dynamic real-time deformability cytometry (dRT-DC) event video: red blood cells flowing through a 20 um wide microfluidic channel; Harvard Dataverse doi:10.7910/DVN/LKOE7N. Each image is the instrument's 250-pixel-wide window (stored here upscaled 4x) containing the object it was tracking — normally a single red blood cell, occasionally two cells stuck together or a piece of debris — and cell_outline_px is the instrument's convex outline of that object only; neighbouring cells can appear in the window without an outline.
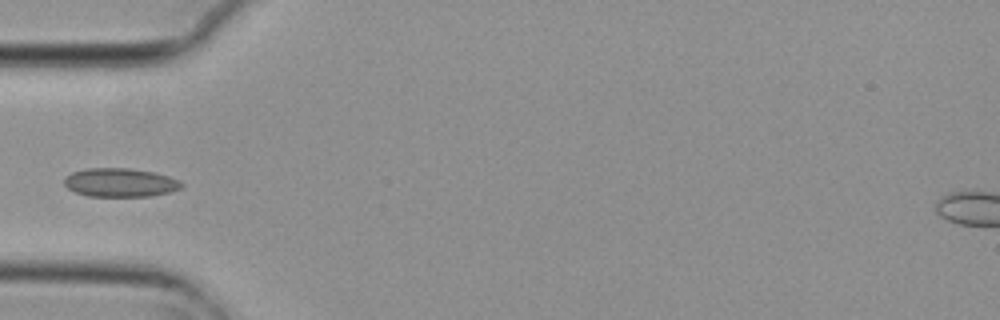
{"species": "common noctule bat (a hibernating species)", "species_latin": "Nyctalus noctula", "temperature_condition": "cold", "stored_images_in_passage": 6, "camera_frame_rate_fps": 3000, "um_per_image_px": 0.085, "animal": {"sex": "female", "body_mass_g": 29.2, "forearm_length_mm": 56.3}, "frame": {"image": 1, "passage_image": 5, "time_ms": 1.333, "image_size_px": [1000, 320], "cell_outline_px": [[184, 184], [180, 188], [168, 192], [152, 196], [88, 196], [76, 192], [68, 188], [64, 184], [64, 176], [72, 172], [88, 168], [128, 168], [152, 172], [168, 176]], "centroid_in_image_um": [10.17, 15.51], "position_along_channel_um": 74.8, "area_um2": 19.42}}